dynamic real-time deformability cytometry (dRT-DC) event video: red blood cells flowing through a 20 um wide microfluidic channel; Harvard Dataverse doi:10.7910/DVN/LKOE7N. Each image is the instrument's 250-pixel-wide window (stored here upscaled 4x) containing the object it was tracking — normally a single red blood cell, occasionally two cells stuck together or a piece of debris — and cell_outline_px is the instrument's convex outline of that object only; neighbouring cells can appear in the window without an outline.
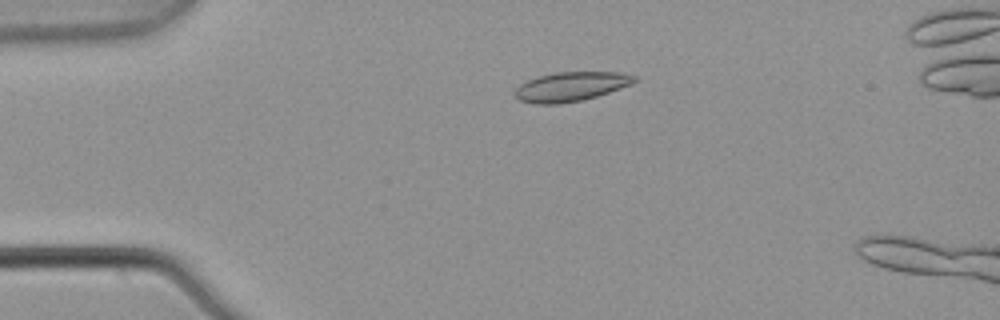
{"species": "common noctule bat (a hibernating species)", "species_latin": "Nyctalus noctula", "temperature_condition": "warm", "stored_images_in_passage": 5, "camera_frame_rate_fps": 3000, "um_per_image_px": 0.085, "animal": {"sex": "male", "body_mass_g": 21.5, "forearm_length_mm": 52.0}, "frame": {"image": 1, "passage_image": 3, "time_ms": 0.667, "image_size_px": [1000, 320], "cell_outline_px": [[636, 80], [632, 84], [584, 100], [556, 104], [536, 104], [520, 100], [512, 96], [512, 92], [520, 84], [536, 76], [552, 72], [620, 72], [636, 76]], "centroid_in_image_um": [48.47, 7.36], "position_along_channel_um": 36.5, "area_um2": 20.58}}